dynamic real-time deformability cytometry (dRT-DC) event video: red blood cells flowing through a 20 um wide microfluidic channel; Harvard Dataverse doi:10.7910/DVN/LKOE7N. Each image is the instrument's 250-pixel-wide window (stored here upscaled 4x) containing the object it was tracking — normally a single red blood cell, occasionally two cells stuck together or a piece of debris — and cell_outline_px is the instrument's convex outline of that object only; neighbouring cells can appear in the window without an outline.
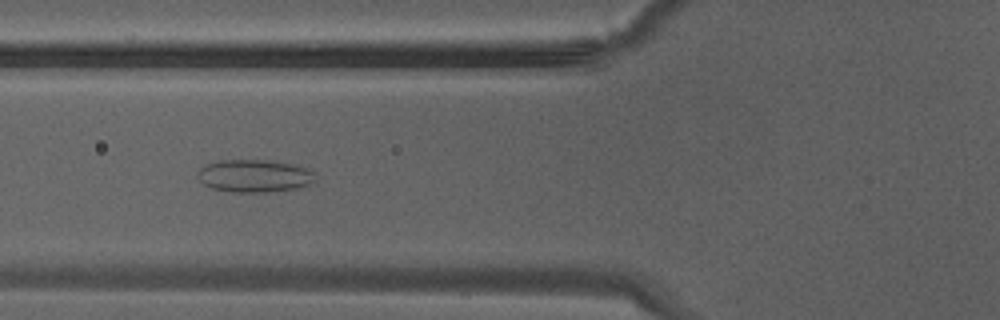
{"species": "Egyptian fruit bat (a non-hibernating species)", "species_latin": "Rousettus aegyptiacus", "temperature_condition": "warm", "stored_images_in_passage": 32, "camera_frame_rate_fps": 3000, "um_per_image_px": 0.085, "animal": {"sex": "male"}, "frame": {"image": 1, "passage_image": 10, "time_ms": 3.0, "image_size_px": [1000, 320], "cell_outline_px": [[316, 184], [296, 188], [264, 192], [232, 192], [212, 188], [204, 184], [196, 176], [196, 172], [204, 164], [220, 160], [268, 160], [292, 164], [316, 172]], "centroid_in_image_um": [21.64, 14.95], "position_along_channel_um": 104.2, "area_um2": 22.66}}
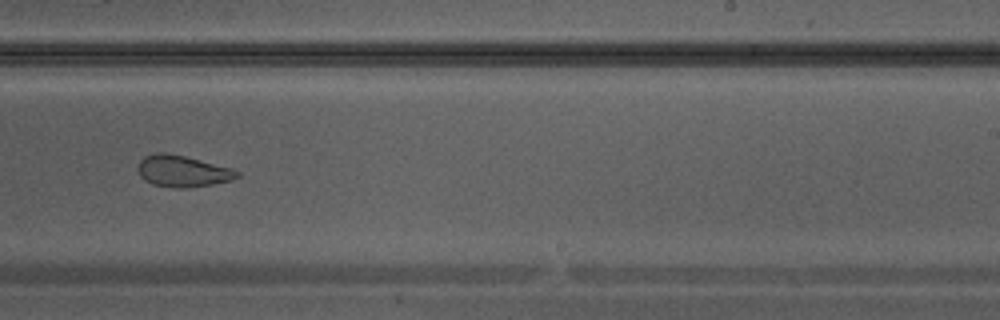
{"frame": {"image": 2, "passage_image": 19, "time_ms": 6.0, "image_size_px": [1000, 320], "cell_outline_px": [[240, 176], [232, 180], [212, 184], [188, 188], [172, 188], [152, 184], [144, 180], [140, 176], [136, 168], [140, 160], [144, 156], [156, 152], [164, 152], [184, 156], [232, 168], [240, 172]], "centroid_in_image_um": [15.49, 14.55], "position_along_channel_um": 273.5, "area_um2": 18.38}}